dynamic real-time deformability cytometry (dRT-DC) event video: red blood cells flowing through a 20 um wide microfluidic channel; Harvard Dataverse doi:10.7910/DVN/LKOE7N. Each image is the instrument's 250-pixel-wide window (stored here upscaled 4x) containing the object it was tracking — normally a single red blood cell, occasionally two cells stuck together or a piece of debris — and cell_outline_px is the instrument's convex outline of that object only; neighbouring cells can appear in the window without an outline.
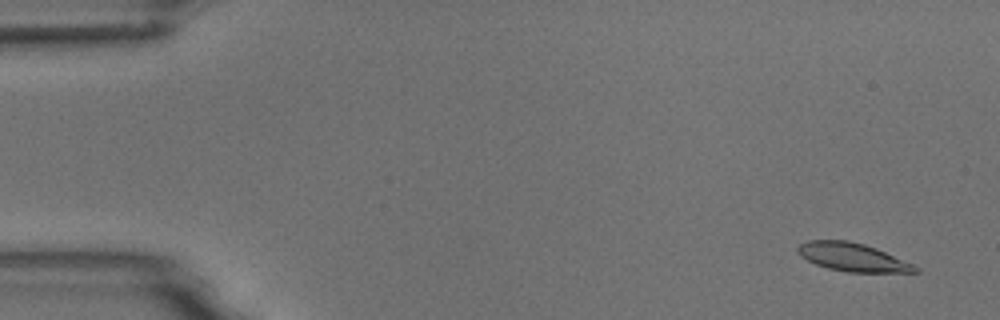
{"species": "common noctule bat (a hibernating species)", "species_latin": "Nyctalus noctula", "temperature_condition": "room temperature", "stored_images_in_passage": 5, "camera_frame_rate_fps": 3000, "um_per_image_px": 0.085, "animal": {"sex": "male", "body_mass_g": 18.8}, "frame": {"image": 1, "passage_image": 1, "time_ms": 0.0, "image_size_px": [1000, 320], "cell_outline_px": [[920, 272], [848, 272], [828, 268], [816, 264], [800, 256], [796, 252], [796, 248], [800, 244], [808, 240], [848, 240], [864, 244], [876, 248], [912, 264], [920, 268]], "centroid_in_image_um": [72.44, 21.85], "position_along_channel_um": 12.6, "area_um2": 19.25}}